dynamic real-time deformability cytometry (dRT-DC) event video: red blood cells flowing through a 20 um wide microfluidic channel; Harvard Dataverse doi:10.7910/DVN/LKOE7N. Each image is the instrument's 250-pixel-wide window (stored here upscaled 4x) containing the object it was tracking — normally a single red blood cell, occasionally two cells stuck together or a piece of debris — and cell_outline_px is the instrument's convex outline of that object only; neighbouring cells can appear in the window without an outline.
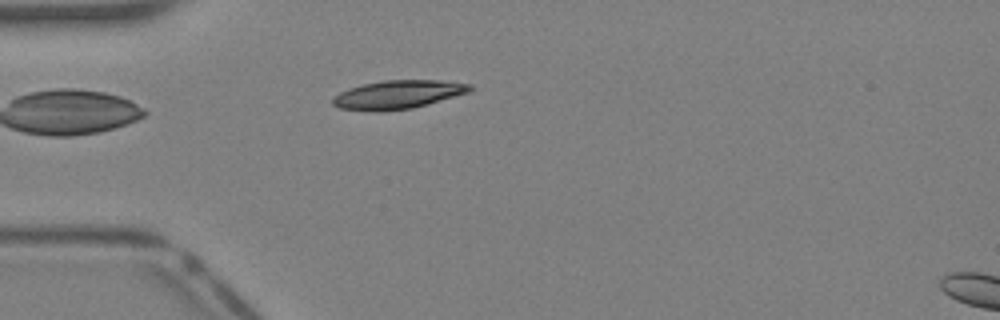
{"species": "Egyptian fruit bat (a non-hibernating species)", "species_latin": "Rousettus aegyptiacus", "temperature_condition": "warm", "stored_images_in_passage": 26, "camera_frame_rate_fps": 3000, "um_per_image_px": 0.085, "animal": {"sex": "female"}, "frame": {"image": 1, "passage_image": 1, "time_ms": 0.0, "image_size_px": [1000, 320], "cell_outline_px": [[472, 88], [468, 92], [428, 104], [412, 108], [384, 112], [368, 112], [340, 108], [332, 104], [332, 96], [348, 88], [364, 84], [384, 80], [440, 80], [472, 84]], "centroid_in_image_um": [33.77, 8.05], "position_along_channel_um": 51.2, "area_um2": 23.0}}
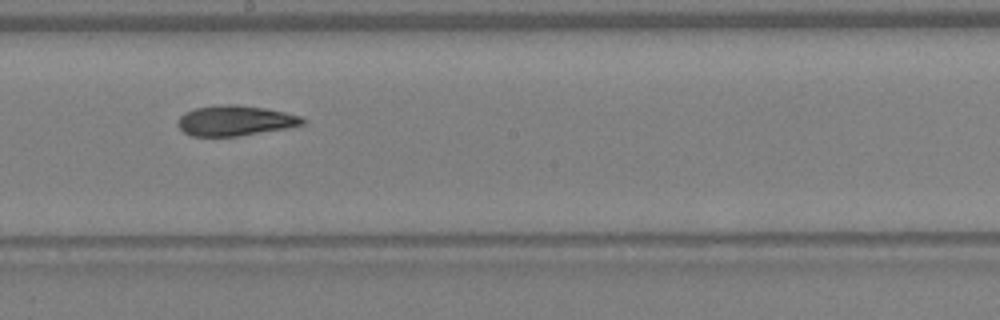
{"frame": {"image": 2, "passage_image": 12, "time_ms": 3.667, "image_size_px": [1000, 320], "cell_outline_px": [[308, 120], [304, 124], [288, 128], [240, 136], [192, 136], [184, 132], [176, 124], [180, 116], [184, 112], [196, 108], [224, 104], [228, 104], [264, 108], [284, 112], [300, 116]], "centroid_in_image_um": [19.99, 10.26], "position_along_channel_um": 228.2, "area_um2": 21.96}}
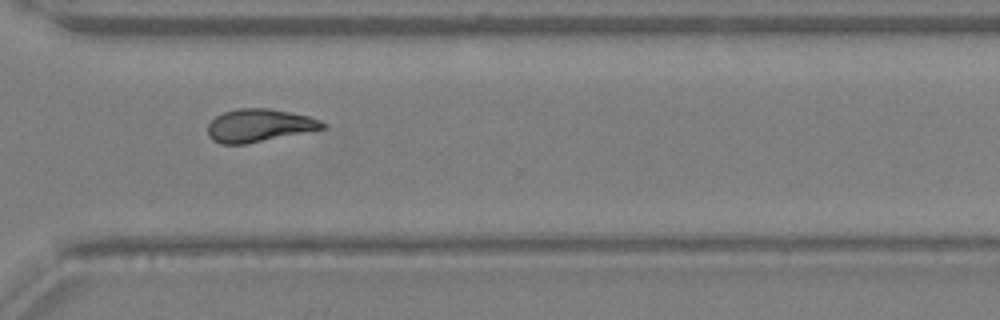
{"frame": {"image": 3, "passage_image": 19, "time_ms": 6.0, "image_size_px": [1000, 320], "cell_outline_px": [[328, 124], [324, 128], [244, 144], [220, 144], [212, 140], [208, 136], [208, 124], [216, 116], [224, 112], [236, 108], [268, 108], [308, 116], [320, 120]], "centroid_in_image_um": [21.99, 10.66], "position_along_channel_um": 348.6, "area_um2": 21.73}}